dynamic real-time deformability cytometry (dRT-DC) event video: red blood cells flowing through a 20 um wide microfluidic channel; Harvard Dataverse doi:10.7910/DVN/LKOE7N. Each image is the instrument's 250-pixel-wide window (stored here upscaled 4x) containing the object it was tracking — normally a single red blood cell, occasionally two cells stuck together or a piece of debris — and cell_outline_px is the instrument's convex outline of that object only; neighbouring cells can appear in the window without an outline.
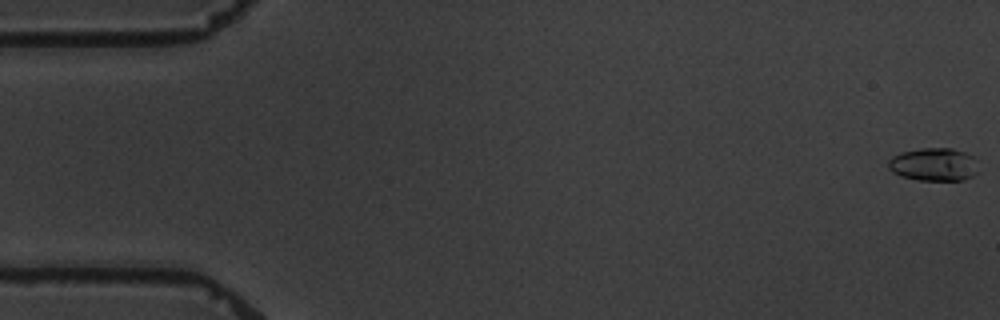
{"species": "common noctule bat (a hibernating species)", "species_latin": "Nyctalus noctula", "temperature_condition": "warm", "stored_images_in_passage": 6, "camera_frame_rate_fps": 3000, "um_per_image_px": 0.085, "animal": {"sex": "male", "body_mass_g": 19.5, "forearm_length_mm": 54.6}, "frame": {"image": 1, "passage_image": 1, "time_ms": 0.0, "image_size_px": [1000, 320], "cell_outline_px": [[980, 172], [964, 180], [916, 180], [900, 176], [892, 172], [888, 168], [888, 160], [892, 156], [900, 152], [920, 148], [952, 148], [964, 152], [972, 156], [976, 160]], "centroid_in_image_um": [79.37, 13.98], "position_along_channel_um": 5.6, "area_um2": 17.69}}